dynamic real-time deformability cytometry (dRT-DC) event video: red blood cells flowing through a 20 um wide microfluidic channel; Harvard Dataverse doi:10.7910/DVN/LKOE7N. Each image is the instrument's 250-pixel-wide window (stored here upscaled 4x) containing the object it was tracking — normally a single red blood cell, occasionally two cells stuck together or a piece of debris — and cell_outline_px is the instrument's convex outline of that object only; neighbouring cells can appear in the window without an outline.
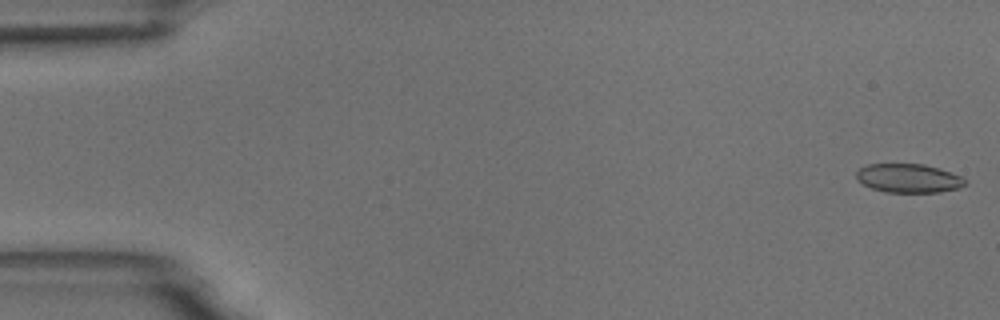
{"species": "common noctule bat (a hibernating species)", "species_latin": "Nyctalus noctula", "temperature_condition": "room temperature", "stored_images_in_passage": 6, "camera_frame_rate_fps": 3000, "um_per_image_px": 0.085, "animal": {"sex": "male", "body_mass_g": 18.8}, "frame": {"image": 1, "passage_image": 1, "time_ms": 0.0, "image_size_px": [1000, 320], "cell_outline_px": [[964, 184], [960, 188], [940, 192], [884, 192], [872, 188], [856, 180], [856, 172], [860, 168], [868, 164], [924, 164], [960, 176], [964, 180]], "centroid_in_image_um": [77.17, 15.15], "position_along_channel_um": 7.8, "area_um2": 18.03}}
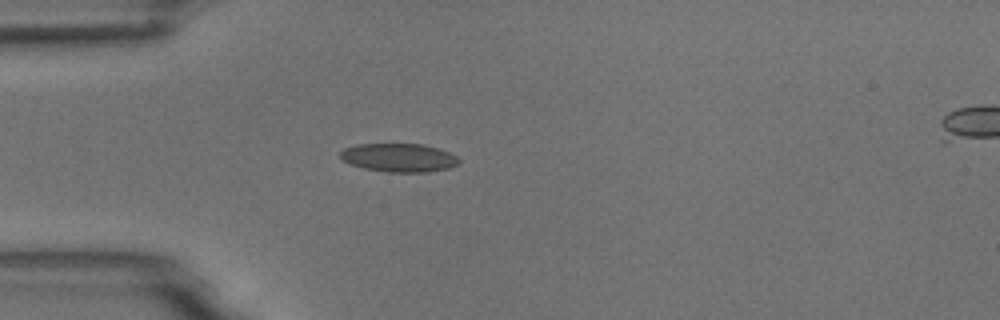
{"frame": {"image": 2, "passage_image": 5, "time_ms": 4.667, "image_size_px": [1000, 320], "cell_outline_px": [[460, 164], [448, 168], [428, 172], [388, 172], [364, 168], [352, 164], [344, 160], [340, 156], [340, 152], [344, 148], [356, 144], [424, 144], [448, 152], [456, 156], [460, 160]], "centroid_in_image_um": [33.93, 13.4], "position_along_channel_um": 51.1, "area_um2": 19.59}}